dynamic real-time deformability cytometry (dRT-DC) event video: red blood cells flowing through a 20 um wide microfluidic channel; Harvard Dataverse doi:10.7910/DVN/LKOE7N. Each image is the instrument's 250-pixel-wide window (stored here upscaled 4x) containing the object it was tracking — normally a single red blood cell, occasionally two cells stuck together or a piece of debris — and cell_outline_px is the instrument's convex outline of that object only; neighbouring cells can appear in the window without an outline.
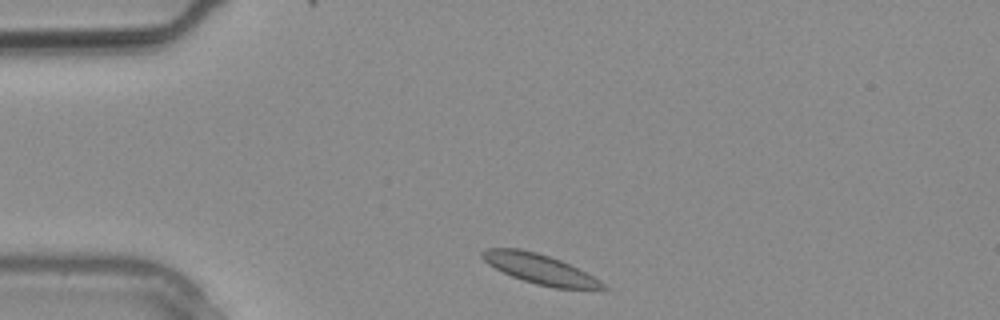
{"species": "common noctule bat (a hibernating species)", "species_latin": "Nyctalus noctula", "temperature_condition": "warm", "stored_images_in_passage": 20, "camera_frame_rate_fps": 3000, "um_per_image_px": 0.085, "animal": {"sex": "male", "body_mass_g": 20.4}, "frame": {"image": 1, "passage_image": 1, "time_ms": 0.0, "image_size_px": [1000, 320], "cell_outline_px": [[608, 288], [556, 288], [536, 284], [512, 276], [488, 264], [480, 256], [480, 252], [488, 248], [520, 248], [536, 252], [560, 260], [600, 280]], "centroid_in_image_um": [45.82, 22.84], "position_along_channel_um": 39.2, "area_um2": 20.4}}
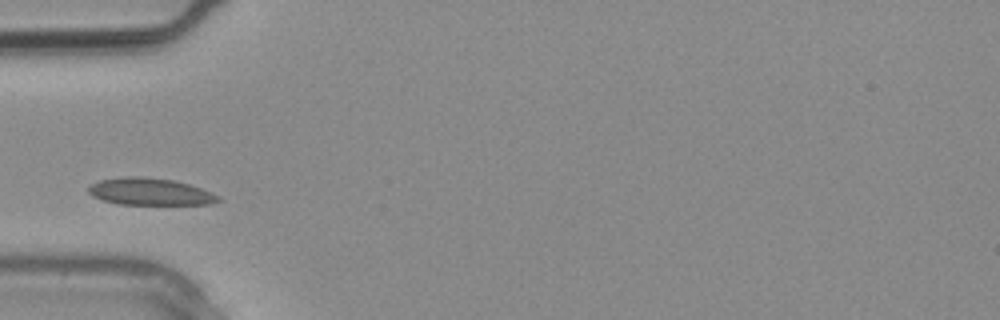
{"frame": {"image": 2, "passage_image": 4, "time_ms": 1.0, "image_size_px": [1000, 320], "cell_outline_px": [[224, 200], [212, 204], [116, 204], [92, 196], [88, 192], [88, 188], [92, 184], [100, 180], [124, 176], [140, 176], [172, 180], [188, 184], [200, 188], [220, 196]], "centroid_in_image_um": [12.77, 16.29], "position_along_channel_um": 72.2, "area_um2": 20.4}}
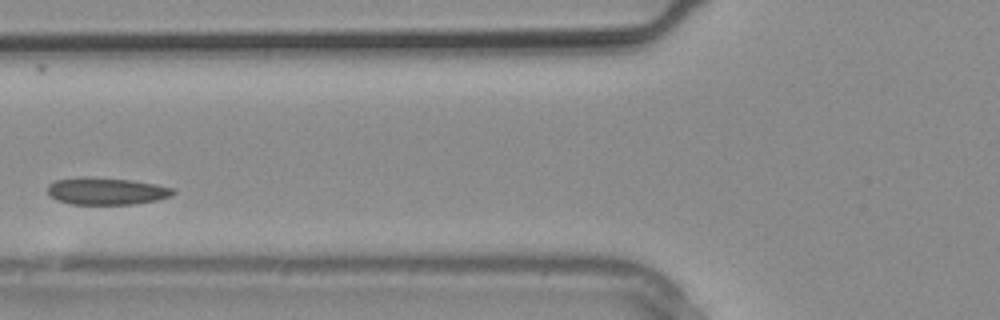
{"frame": {"image": 3, "passage_image": 6, "time_ms": 1.667, "image_size_px": [1000, 320], "cell_outline_px": [[176, 192], [172, 196], [156, 200], [132, 204], [72, 204], [56, 200], [48, 196], [48, 184], [56, 180], [84, 176], [88, 176], [132, 180], [156, 184], [172, 188]], "centroid_in_image_um": [9.02, 16.24], "position_along_channel_um": 116.8, "area_um2": 20.0}}